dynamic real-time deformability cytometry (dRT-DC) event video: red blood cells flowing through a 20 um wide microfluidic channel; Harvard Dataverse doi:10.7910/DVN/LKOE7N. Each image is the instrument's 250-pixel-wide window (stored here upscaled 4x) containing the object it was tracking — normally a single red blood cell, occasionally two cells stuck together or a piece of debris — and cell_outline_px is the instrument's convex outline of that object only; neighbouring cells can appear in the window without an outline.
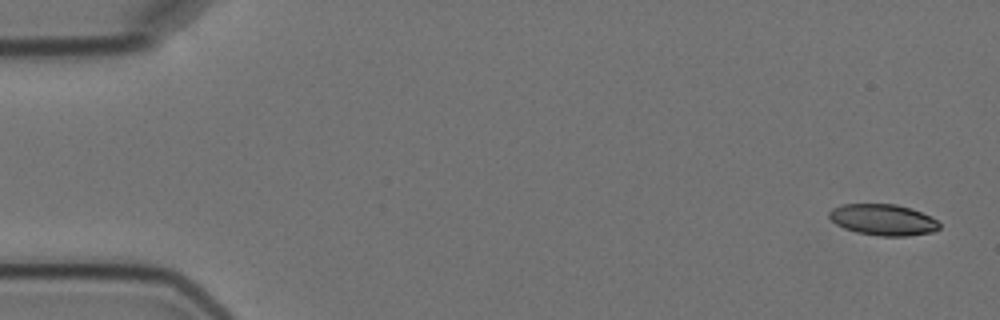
{"species": "Egyptian fruit bat (a non-hibernating species)", "species_latin": "Rousettus aegyptiacus", "temperature_condition": "cold", "stored_images_in_passage": 4, "camera_frame_rate_fps": 3000, "um_per_image_px": 0.085, "animal": {"sex": "female"}, "frame": {"image": 1, "passage_image": 1, "time_ms": 0.0, "image_size_px": [1000, 320], "cell_outline_px": [[940, 228], [932, 232], [908, 236], [880, 236], [856, 232], [844, 228], [836, 224], [828, 216], [828, 212], [832, 208], [840, 204], [896, 204], [932, 216], [940, 224]], "centroid_in_image_um": [75.04, 18.68], "position_along_channel_um": 10.0, "area_um2": 20.06}}
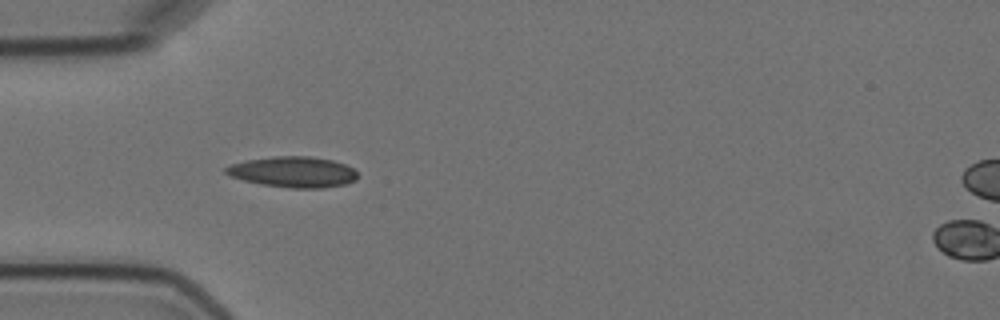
{"frame": {"image": 2, "passage_image": 3, "time_ms": 5.0, "image_size_px": [1000, 320], "cell_outline_px": [[356, 180], [344, 184], [324, 188], [292, 188], [260, 184], [244, 180], [232, 176], [224, 172], [224, 168], [232, 164], [248, 160], [272, 156], [308, 156], [332, 160], [344, 164], [352, 168], [356, 172]], "centroid_in_image_um": [24.91, 14.62], "position_along_channel_um": 60.1, "area_um2": 23.41}}
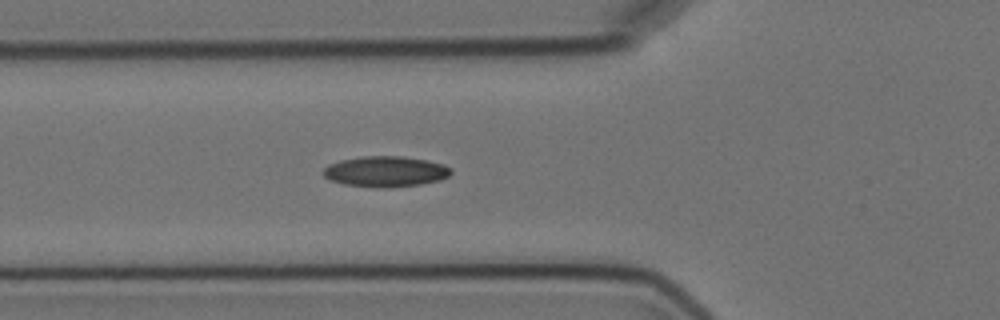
{"frame": {"image": 3, "passage_image": 4, "time_ms": 6.0, "image_size_px": [1000, 320], "cell_outline_px": [[452, 172], [448, 176], [440, 180], [420, 184], [388, 188], [376, 188], [344, 184], [332, 180], [324, 176], [320, 172], [328, 164], [340, 160], [360, 156], [404, 156], [428, 160], [444, 164], [452, 168]], "centroid_in_image_um": [32.77, 14.57], "position_along_channel_um": 93.0, "area_um2": 23.12}}